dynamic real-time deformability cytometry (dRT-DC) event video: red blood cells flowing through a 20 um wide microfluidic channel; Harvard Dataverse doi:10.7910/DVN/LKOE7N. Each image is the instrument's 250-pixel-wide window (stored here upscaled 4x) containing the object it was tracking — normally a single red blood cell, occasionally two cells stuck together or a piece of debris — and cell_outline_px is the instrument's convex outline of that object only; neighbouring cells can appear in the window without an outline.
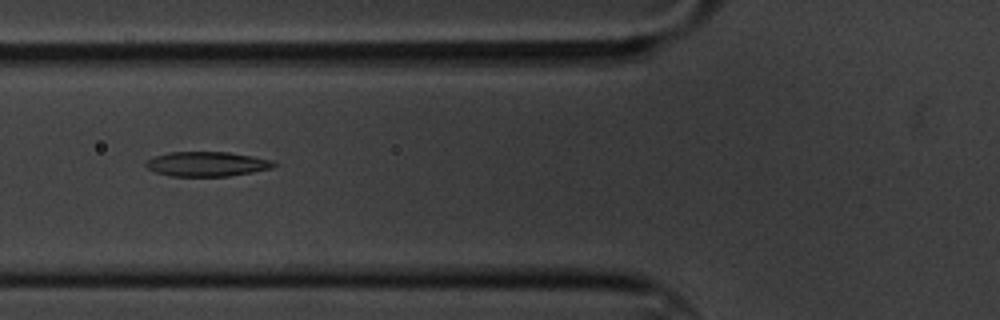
{"species": "common noctule bat (a hibernating species)", "species_latin": "Nyctalus noctula", "temperature_condition": "cold", "stored_images_in_passage": 8, "camera_frame_rate_fps": 3000, "um_per_image_px": 0.085, "animal": {"sex": "male", "body_mass_g": 20.1, "forearm_length_mm": 53.5}, "frame": {"image": 1, "passage_image": 5, "time_ms": 1.333, "image_size_px": [1000, 320], "cell_outline_px": [[276, 164], [272, 168], [252, 172], [228, 176], [172, 176], [156, 172], [148, 168], [144, 164], [148, 160], [156, 156], [168, 152], [228, 152], [252, 156], [272, 160]], "centroid_in_image_um": [17.59, 13.94], "position_along_channel_um": 108.2, "area_um2": 18.21}}
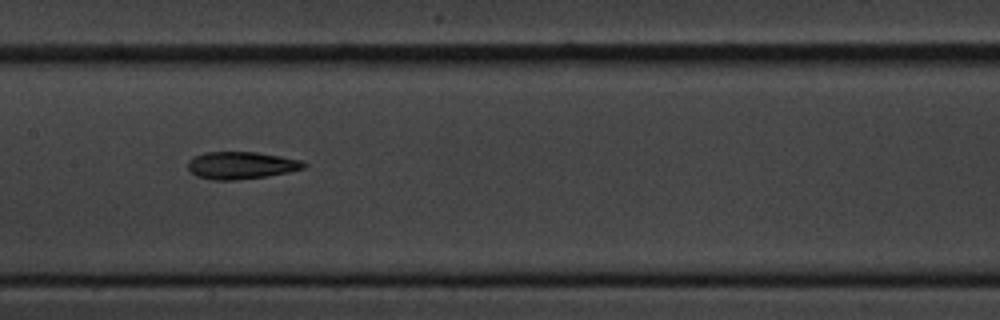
{"frame": {"image": 2, "passage_image": 7, "time_ms": 2.0, "image_size_px": [1000, 320], "cell_outline_px": [[308, 164], [304, 168], [288, 172], [264, 176], [236, 180], [216, 180], [196, 176], [188, 168], [188, 160], [204, 152], [256, 152], [280, 156], [300, 160]], "centroid_in_image_um": [20.49, 14.05], "position_along_channel_um": 186.9, "area_um2": 18.26}}
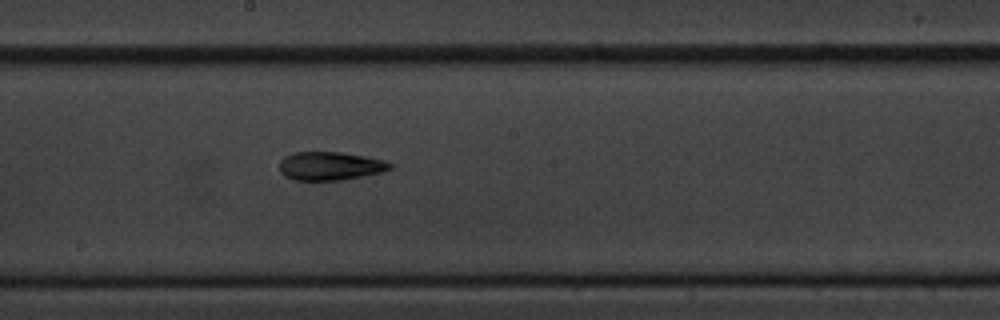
{"frame": {"image": 3, "passage_image": 8, "time_ms": 2.333, "image_size_px": [1000, 320], "cell_outline_px": [[396, 164], [392, 168], [384, 172], [340, 180], [292, 180], [284, 176], [280, 172], [280, 160], [284, 156], [292, 152], [340, 152], [364, 156], [384, 160]], "centroid_in_image_um": [28.07, 14.11], "position_along_channel_um": 220.1, "area_um2": 18.55}}